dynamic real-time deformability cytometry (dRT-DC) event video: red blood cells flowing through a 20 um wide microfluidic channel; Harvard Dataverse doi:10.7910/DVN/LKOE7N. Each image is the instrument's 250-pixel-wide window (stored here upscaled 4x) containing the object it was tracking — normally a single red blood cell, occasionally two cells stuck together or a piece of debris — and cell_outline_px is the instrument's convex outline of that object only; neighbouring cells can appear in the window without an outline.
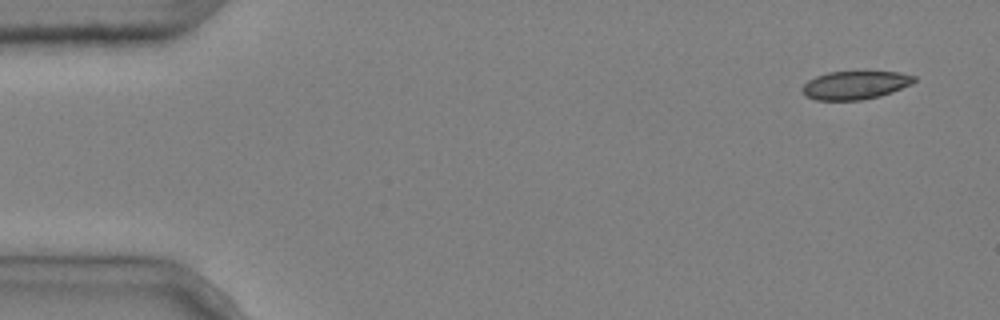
{"species": "common noctule bat (a hibernating species)", "species_latin": "Nyctalus noctula", "temperature_condition": "cold", "stored_images_in_passage": 5, "segment_of_instrument_passage": [1, 2], "camera_frame_rate_fps": 3000, "um_per_image_px": 0.085, "animal": {"sex": "male", "body_mass_g": 20.4}, "frame": {"image": 1, "passage_image": 1, "time_ms": 0.0, "image_size_px": [1000, 320], "cell_outline_px": [[916, 80], [912, 84], [892, 92], [880, 96], [860, 100], [816, 100], [804, 96], [800, 88], [808, 80], [816, 76], [828, 72], [868, 68], [900, 72], [916, 76]], "centroid_in_image_um": [72.72, 7.17], "position_along_channel_um": 12.3, "area_um2": 19.59}}
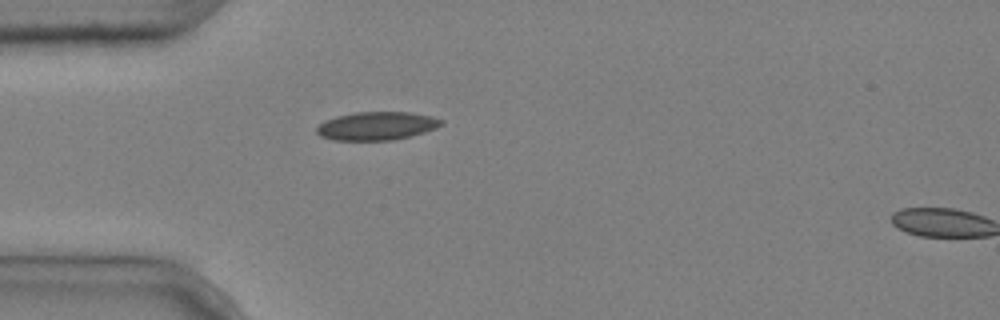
{"frame": {"image": 2, "passage_image": 4, "time_ms": 1.0, "image_size_px": [1000, 320], "cell_outline_px": [[444, 124], [436, 128], [412, 136], [392, 140], [332, 140], [320, 136], [316, 132], [316, 128], [324, 120], [336, 116], [356, 112], [408, 112], [432, 116], [444, 120]], "centroid_in_image_um": [32.03, 10.7], "position_along_channel_um": 53.0, "area_um2": 20.69}}